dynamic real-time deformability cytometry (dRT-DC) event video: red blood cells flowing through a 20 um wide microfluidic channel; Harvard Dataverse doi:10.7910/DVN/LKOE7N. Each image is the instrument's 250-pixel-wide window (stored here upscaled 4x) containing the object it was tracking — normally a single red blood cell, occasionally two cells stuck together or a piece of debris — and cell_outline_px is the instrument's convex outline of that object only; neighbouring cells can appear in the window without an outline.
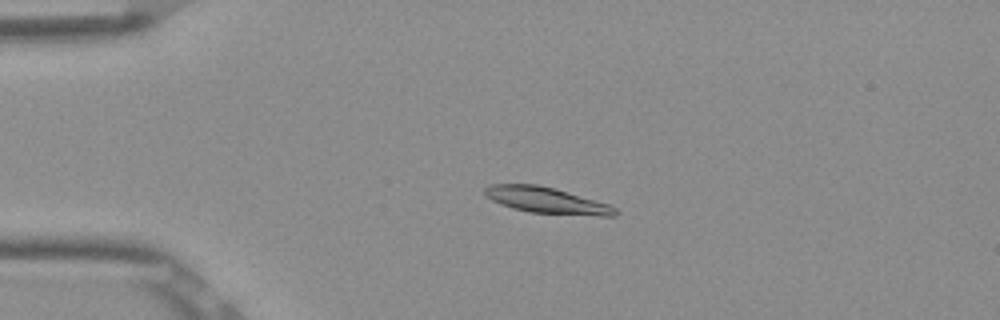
{"species": "Egyptian fruit bat (a non-hibernating species)", "species_latin": "Rousettus aegyptiacus", "temperature_condition": "room temperature", "stored_images_in_passage": 5, "camera_frame_rate_fps": 3000, "um_per_image_px": 0.085, "frame": {"image": 1, "passage_image": 4, "time_ms": 1.0, "image_size_px": [1000, 320], "cell_outline_px": [[620, 212], [616, 216], [600, 216], [528, 212], [512, 208], [500, 204], [492, 200], [484, 192], [484, 188], [492, 184], [536, 184], [552, 188], [608, 204], [616, 208]], "centroid_in_image_um": [46.47, 17.04], "position_along_channel_um": 38.5, "area_um2": 19.59}}